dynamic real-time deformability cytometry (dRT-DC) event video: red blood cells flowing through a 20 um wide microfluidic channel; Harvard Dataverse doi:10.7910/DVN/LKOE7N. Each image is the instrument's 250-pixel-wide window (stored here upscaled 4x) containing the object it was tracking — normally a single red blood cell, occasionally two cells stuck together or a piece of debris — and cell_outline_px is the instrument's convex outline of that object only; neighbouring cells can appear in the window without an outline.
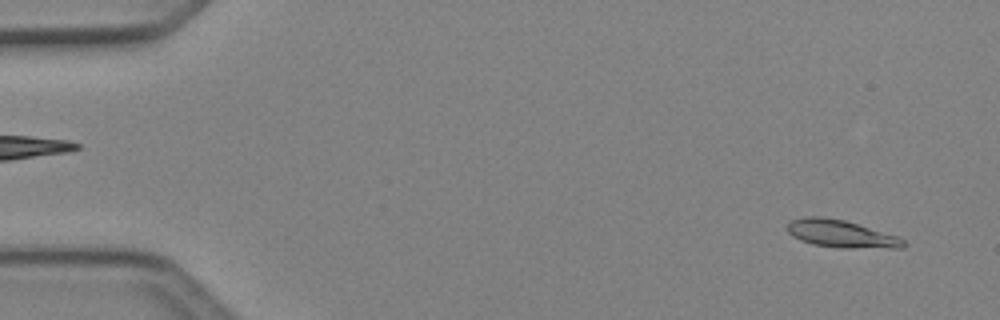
{"species": "Egyptian fruit bat (a non-hibernating species)", "species_latin": "Rousettus aegyptiacus", "temperature_condition": "cold", "stored_images_in_passage": 50, "camera_frame_rate_fps": 3000, "um_per_image_px": 0.085, "animal": {"sex": "female"}, "frame": {"image": 1, "passage_image": 3, "time_ms": 0.667, "image_size_px": [1000, 320], "cell_outline_px": [[904, 248], [844, 248], [812, 244], [800, 240], [792, 236], [788, 232], [788, 224], [792, 220], [804, 216], [820, 216], [844, 220], [896, 236], [904, 240]], "centroid_in_image_um": [71.46, 19.88], "position_along_channel_um": 13.5, "area_um2": 18.38}}
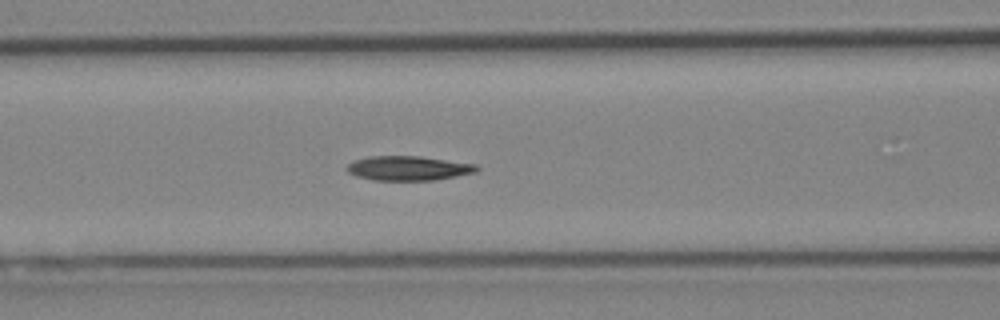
{"frame": {"image": 2, "passage_image": 21, "time_ms": 6.667, "image_size_px": [1000, 320], "cell_outline_px": [[480, 168], [476, 172], [436, 180], [376, 180], [356, 176], [348, 172], [348, 164], [352, 160], [368, 156], [420, 156], [476, 164]], "centroid_in_image_um": [34.72, 14.29], "position_along_channel_um": 131.9, "area_um2": 18.5}}
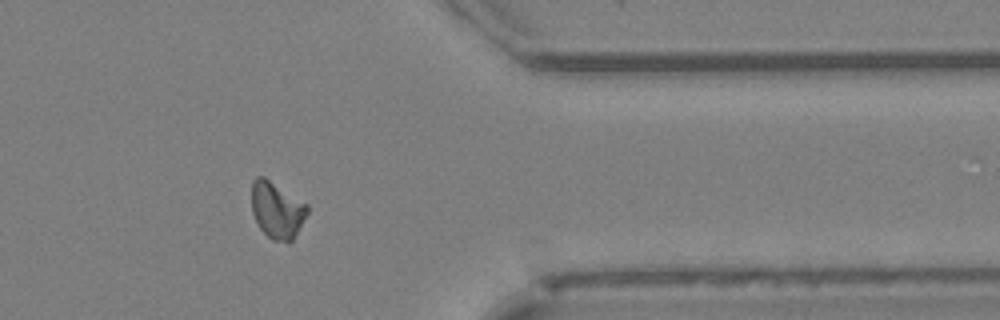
{"frame": {"image": 3, "passage_image": 41, "time_ms": 13.333, "image_size_px": [1000, 320], "cell_outline_px": [[308, 212], [292, 240], [288, 244], [272, 240], [260, 228], [252, 212], [252, 180], [256, 176], [264, 176], [308, 204]], "centroid_in_image_um": [23.54, 17.85], "position_along_channel_um": 387.9, "area_um2": 18.38}}